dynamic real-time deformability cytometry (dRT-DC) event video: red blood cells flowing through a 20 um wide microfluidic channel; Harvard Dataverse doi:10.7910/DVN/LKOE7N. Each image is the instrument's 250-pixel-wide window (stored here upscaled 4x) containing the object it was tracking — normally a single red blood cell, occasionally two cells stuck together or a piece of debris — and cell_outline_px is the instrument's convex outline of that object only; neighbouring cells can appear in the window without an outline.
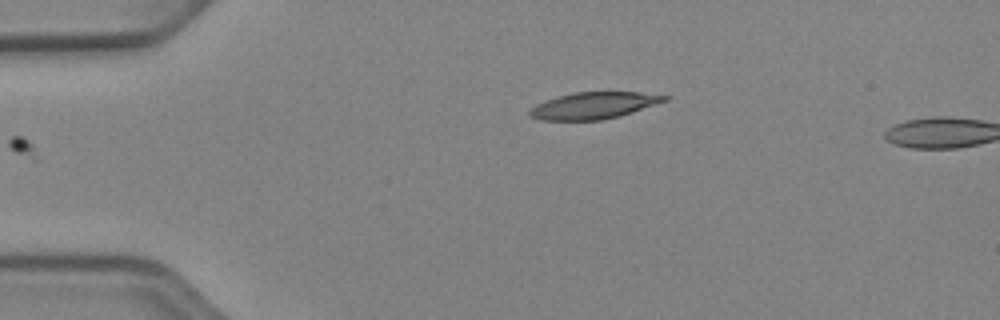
{"species": "Egyptian fruit bat (a non-hibernating species)", "species_latin": "Rousettus aegyptiacus", "temperature_condition": "cold", "stored_images_in_passage": 5, "camera_frame_rate_fps": 3000, "um_per_image_px": 0.085, "animal": {"sex": "female"}, "frame": {"image": 1, "passage_image": 1, "time_ms": 0.0, "image_size_px": [1000, 320], "cell_outline_px": [[672, 96], [668, 100], [620, 116], [604, 120], [540, 120], [528, 116], [528, 112], [536, 104], [572, 92], [640, 92]], "centroid_in_image_um": [50.49, 8.97], "position_along_channel_um": 34.5, "area_um2": 20.98}}